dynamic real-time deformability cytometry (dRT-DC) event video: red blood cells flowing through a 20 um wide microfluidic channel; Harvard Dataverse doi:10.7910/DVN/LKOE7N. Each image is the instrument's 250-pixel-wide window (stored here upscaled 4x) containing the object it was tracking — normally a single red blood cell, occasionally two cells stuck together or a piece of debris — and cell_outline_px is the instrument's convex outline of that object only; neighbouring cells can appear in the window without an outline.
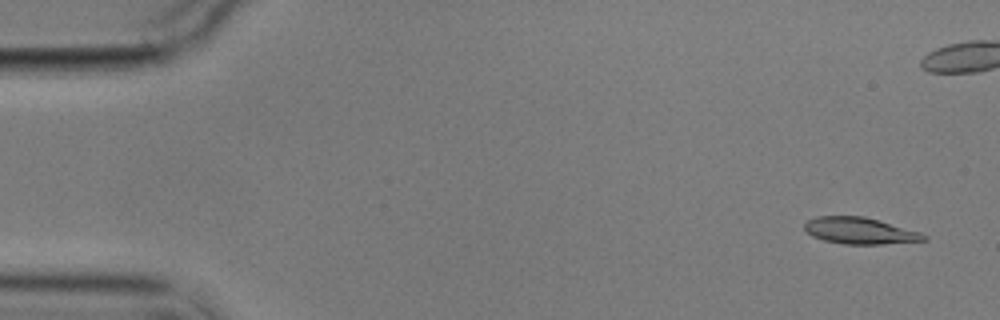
{"species": "common noctule bat (a hibernating species)", "species_latin": "Nyctalus noctula", "temperature_condition": "cold", "stored_images_in_passage": 6, "camera_frame_rate_fps": 3000, "um_per_image_px": 0.085, "animal": {"sex": "male", "body_mass_g": 17.9}, "frame": {"image": 1, "passage_image": 1, "time_ms": 0.0, "image_size_px": [1000, 320], "cell_outline_px": [[928, 240], [884, 244], [844, 244], [824, 240], [812, 236], [804, 228], [804, 224], [808, 220], [816, 216], [864, 216], [880, 220], [920, 232], [928, 236]], "centroid_in_image_um": [73.11, 19.61], "position_along_channel_um": 11.9, "area_um2": 18.5}}
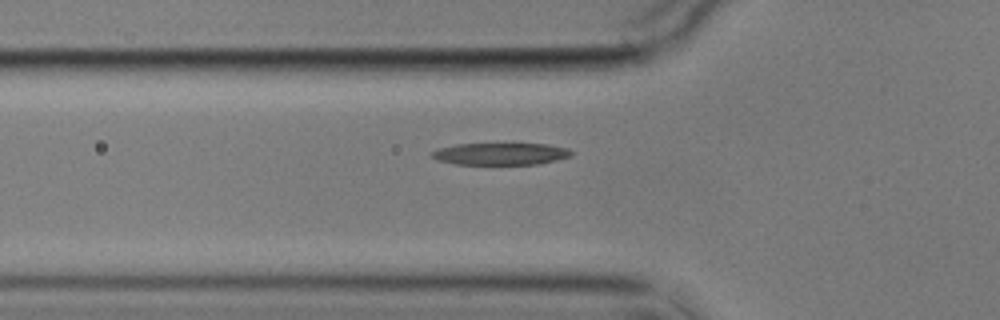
{"frame": {"image": 2, "passage_image": 6, "time_ms": 7.0, "image_size_px": [1000, 320], "cell_outline_px": [[572, 156], [556, 160], [536, 164], [456, 164], [436, 160], [432, 156], [432, 152], [436, 148], [456, 144], [548, 144], [568, 148], [572, 152]], "centroid_in_image_um": [42.54, 13.07], "position_along_channel_um": 83.3, "area_um2": 17.86}}